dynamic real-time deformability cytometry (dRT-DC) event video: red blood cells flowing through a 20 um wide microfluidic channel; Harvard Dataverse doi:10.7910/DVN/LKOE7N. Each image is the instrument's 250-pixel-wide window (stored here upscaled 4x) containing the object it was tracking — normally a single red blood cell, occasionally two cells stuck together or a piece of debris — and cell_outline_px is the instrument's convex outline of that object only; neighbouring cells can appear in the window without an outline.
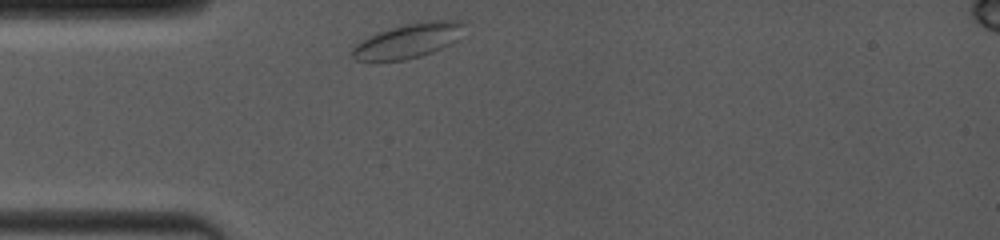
{"species": "common noctule bat (a hibernating species)", "species_latin": "Nyctalus noctula", "temperature_condition": "room temperature", "stored_images_in_passage": 8, "camera_frame_rate_fps": 4000, "um_per_image_px": 0.085, "animal": {"sex": "female", "body_mass_g": 19.0, "forearm_length_mm": 53.3}, "frame": {"image": 1, "passage_image": 1, "time_ms": 0.0, "image_size_px": [1000, 240], "cell_outline_px": [[464, 24], [456, 40], [432, 52], [420, 56], [404, 60], [356, 60], [352, 56], [352, 48], [360, 40], [368, 36], [404, 24], [420, 20], [460, 20]], "centroid_in_image_um": [34.67, 3.44], "position_along_channel_um": 50.3, "area_um2": 22.2}}
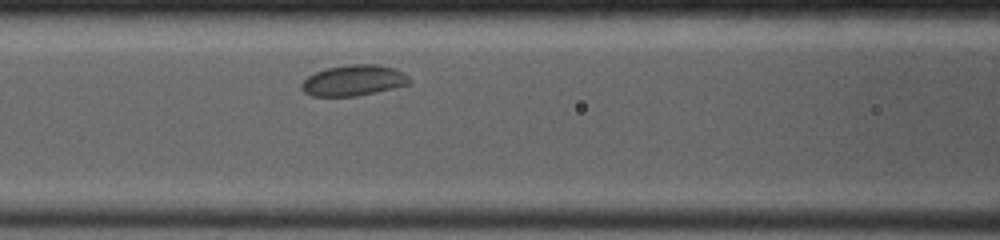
{"frame": {"image": 2, "passage_image": 6, "time_ms": 2.5, "image_size_px": [1000, 240], "cell_outline_px": [[412, 84], [376, 92], [356, 96], [312, 96], [304, 92], [300, 88], [300, 84], [308, 76], [324, 68], [348, 64], [376, 64], [396, 68], [404, 72], [412, 80]], "centroid_in_image_um": [30.09, 6.83], "position_along_channel_um": 136.5, "area_um2": 19.71}}
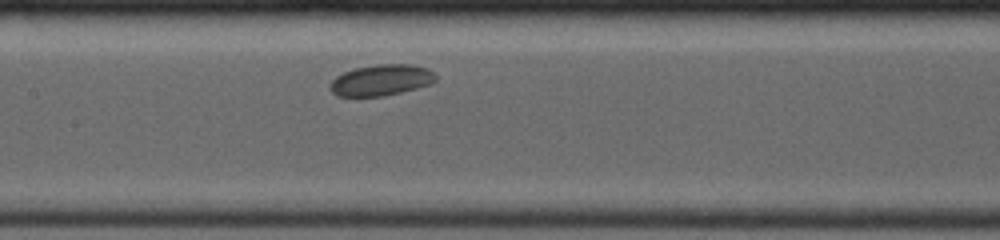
{"frame": {"image": 3, "passage_image": 8, "time_ms": 3.5, "image_size_px": [1000, 240], "cell_outline_px": [[436, 80], [432, 84], [384, 96], [336, 96], [328, 88], [332, 80], [336, 76], [352, 68], [376, 64], [408, 64], [428, 68], [436, 72]], "centroid_in_image_um": [32.4, 6.8], "position_along_channel_um": 175.0, "area_um2": 19.36}}